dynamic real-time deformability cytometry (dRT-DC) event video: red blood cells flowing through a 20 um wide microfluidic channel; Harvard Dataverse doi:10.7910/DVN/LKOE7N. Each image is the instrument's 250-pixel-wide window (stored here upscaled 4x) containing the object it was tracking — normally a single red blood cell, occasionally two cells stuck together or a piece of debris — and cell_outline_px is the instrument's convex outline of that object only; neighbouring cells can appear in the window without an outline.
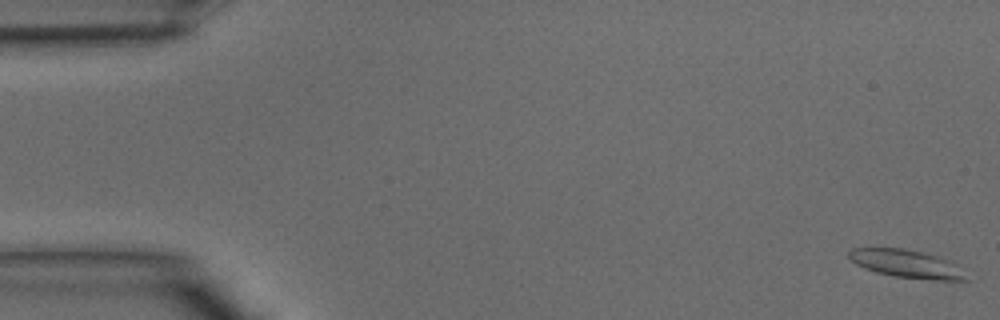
{"species": "common noctule bat (a hibernating species)", "species_latin": "Nyctalus noctula", "temperature_condition": "warm", "stored_images_in_passage": 40, "camera_frame_rate_fps": 3000, "um_per_image_px": 0.085, "animal": {"sex": "male", "body_mass_g": 15.6}, "frame": {"image": 1, "passage_image": 1, "time_ms": 0.0, "image_size_px": [1000, 320], "cell_outline_px": [[968, 280], [936, 280], [896, 276], [876, 272], [864, 268], [856, 264], [848, 256], [848, 252], [852, 248], [904, 248], [924, 252], [952, 260], [956, 264]], "centroid_in_image_um": [77.06, 22.4], "position_along_channel_um": 7.9, "area_um2": 19.02}}
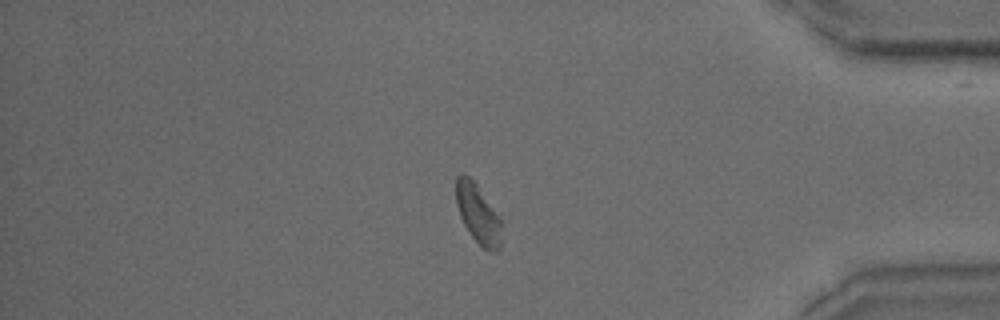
{"frame": {"image": 2, "passage_image": 34, "time_ms": 11.0, "image_size_px": [1000, 320], "cell_outline_px": [[500, 248], [496, 252], [492, 252], [484, 248], [468, 232], [460, 216], [456, 204], [456, 176], [460, 172], [464, 172], [476, 184], [500, 216]], "centroid_in_image_um": [40.6, 18.14], "position_along_channel_um": 394.6, "area_um2": 15.61}}
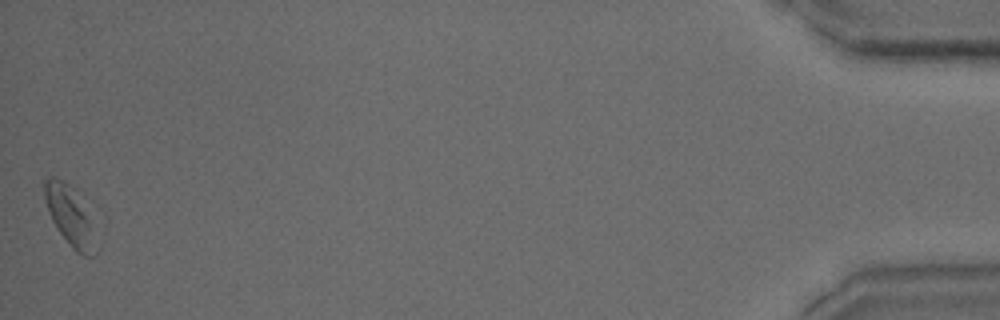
{"frame": {"image": 3, "passage_image": 40, "time_ms": 13.0, "image_size_px": [1000, 320], "cell_outline_px": [[100, 248], [92, 256], [84, 256], [76, 252], [72, 248], [60, 232], [52, 220], [44, 196], [44, 180], [52, 176], [56, 176], [68, 184], [92, 212]], "centroid_in_image_um": [6.06, 18.41], "position_along_channel_um": 429.1, "area_um2": 18.55}}